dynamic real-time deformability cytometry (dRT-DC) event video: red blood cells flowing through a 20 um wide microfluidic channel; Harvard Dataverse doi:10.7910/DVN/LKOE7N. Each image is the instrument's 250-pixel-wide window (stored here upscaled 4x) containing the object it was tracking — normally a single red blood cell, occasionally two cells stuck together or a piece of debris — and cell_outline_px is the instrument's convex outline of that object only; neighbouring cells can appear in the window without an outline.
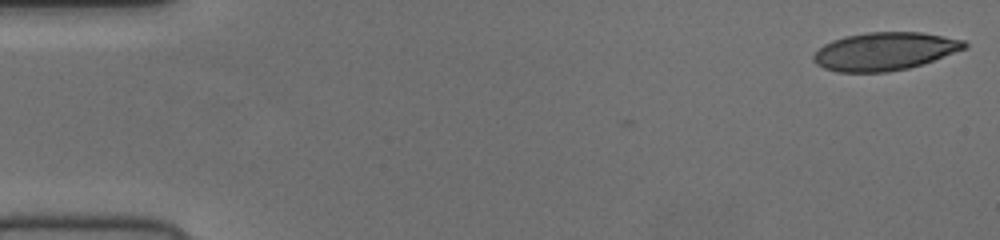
{"species": "human", "species_latin": "Homo sapiens", "temperature_condition": "cold", "stored_images_in_passage": 52, "camera_frame_rate_fps": 3000, "um_per_image_px": 0.085, "donor": {"sex": "female"}, "frame": {"image": 1, "passage_image": 1, "time_ms": 0.0, "image_size_px": [1000, 240], "cell_outline_px": [[968, 48], [908, 68], [888, 72], [836, 72], [824, 68], [816, 64], [812, 60], [812, 56], [824, 44], [832, 40], [844, 36], [868, 32], [920, 32], [964, 40], [968, 44]], "centroid_in_image_um": [75.17, 4.36], "position_along_channel_um": 9.8, "area_um2": 33.35}}
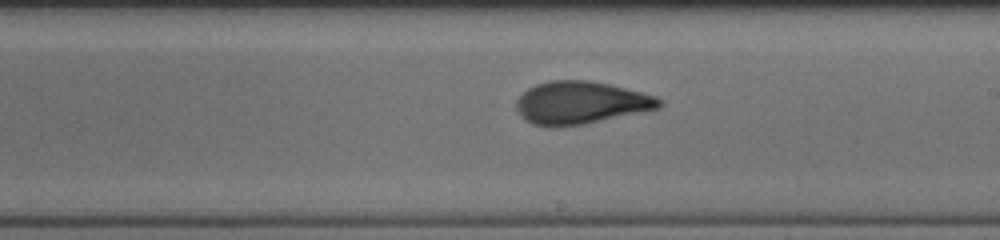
{"frame": {"image": 2, "passage_image": 30, "time_ms": 9.667, "image_size_px": [1000, 240], "cell_outline_px": [[664, 104], [660, 108], [584, 124], [548, 128], [532, 124], [520, 116], [516, 108], [516, 100], [528, 88], [536, 84], [548, 80], [592, 80], [612, 84], [656, 96], [664, 100]], "centroid_in_image_um": [49.37, 8.73], "position_along_channel_um": 239.6, "area_um2": 35.95}}
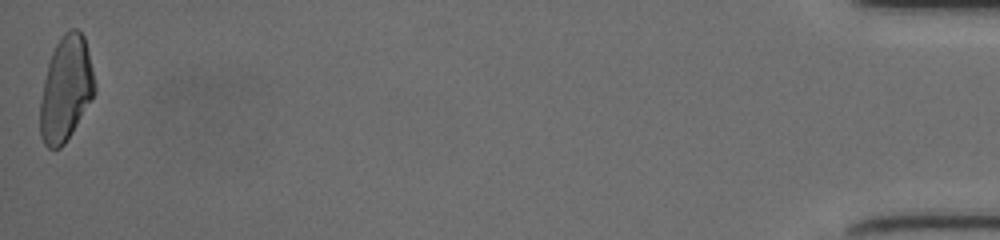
{"frame": {"image": 3, "passage_image": 52, "time_ms": 17.0, "image_size_px": [1000, 240], "cell_outline_px": [[96, 92], [72, 132], [64, 144], [60, 148], [48, 148], [44, 144], [40, 136], [40, 100], [44, 80], [48, 64], [52, 52], [56, 44], [64, 32], [72, 28], [76, 28], [84, 36], [96, 84]], "centroid_in_image_um": [5.6, 7.56], "position_along_channel_um": 429.6, "area_um2": 33.18}}